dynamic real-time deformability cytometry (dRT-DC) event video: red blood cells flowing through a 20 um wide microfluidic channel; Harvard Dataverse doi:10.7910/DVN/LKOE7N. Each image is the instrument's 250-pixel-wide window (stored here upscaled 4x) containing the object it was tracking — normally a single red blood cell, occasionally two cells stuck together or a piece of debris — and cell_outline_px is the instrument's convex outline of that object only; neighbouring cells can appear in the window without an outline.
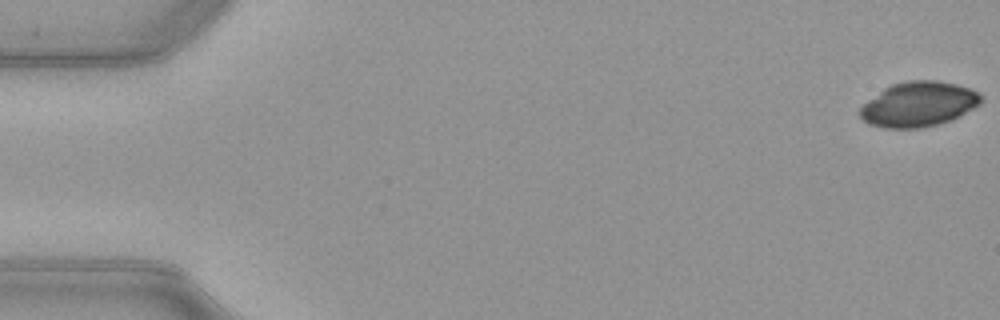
{"species": "common noctule bat (a hibernating species)", "species_latin": "Nyctalus noctula", "temperature_condition": "warm", "stored_images_in_passage": 52, "camera_frame_rate_fps": 3000, "um_per_image_px": 0.085, "animal": {"sex": "female", "body_mass_g": 21.9}, "frame": {"image": 1, "passage_image": 1, "time_ms": 0.0, "image_size_px": [1000, 320], "cell_outline_px": [[980, 104], [960, 116], [936, 124], [920, 128], [884, 128], [868, 124], [860, 116], [860, 108], [868, 100], [884, 88], [892, 84], [908, 80], [936, 80], [956, 84], [968, 88], [976, 92], [980, 96]], "centroid_in_image_um": [78.05, 8.86], "position_along_channel_um": 7.0, "area_um2": 31.33}}
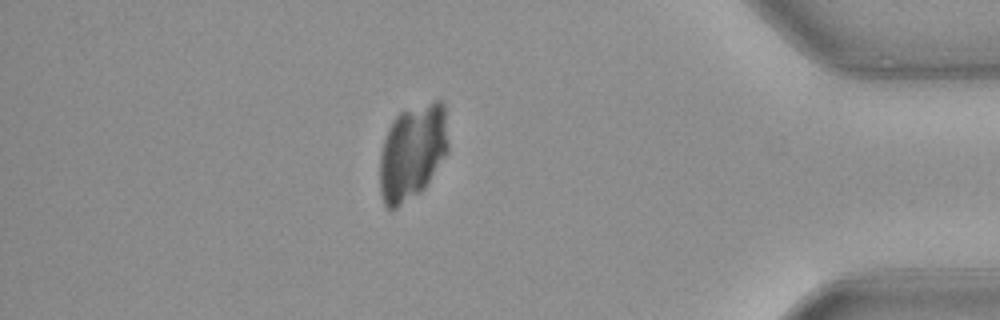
{"frame": {"image": 2, "passage_image": 45, "time_ms": 14.667, "image_size_px": [1000, 320], "cell_outline_px": [[448, 152], [424, 188], [420, 192], [392, 212], [384, 204], [380, 192], [380, 156], [384, 140], [388, 128], [392, 120], [400, 112], [436, 100], [440, 100], [444, 104], [448, 144]], "centroid_in_image_um": [35.04, 12.96], "position_along_channel_um": 400.2, "area_um2": 38.15}}
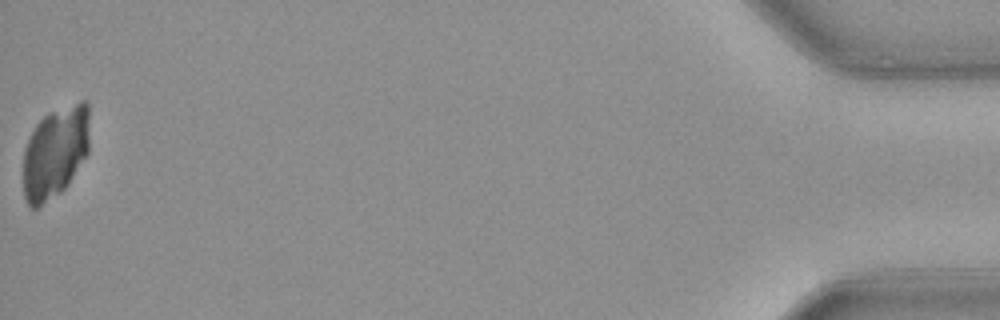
{"frame": {"image": 3, "passage_image": 52, "time_ms": 17.0, "image_size_px": [1000, 320], "cell_outline_px": [[88, 152], [68, 184], [60, 192], [36, 208], [32, 208], [28, 204], [24, 196], [24, 148], [36, 124], [44, 116], [52, 112], [80, 100], [84, 100], [88, 104]], "centroid_in_image_um": [4.69, 12.94], "position_along_channel_um": 430.5, "area_um2": 34.97}}